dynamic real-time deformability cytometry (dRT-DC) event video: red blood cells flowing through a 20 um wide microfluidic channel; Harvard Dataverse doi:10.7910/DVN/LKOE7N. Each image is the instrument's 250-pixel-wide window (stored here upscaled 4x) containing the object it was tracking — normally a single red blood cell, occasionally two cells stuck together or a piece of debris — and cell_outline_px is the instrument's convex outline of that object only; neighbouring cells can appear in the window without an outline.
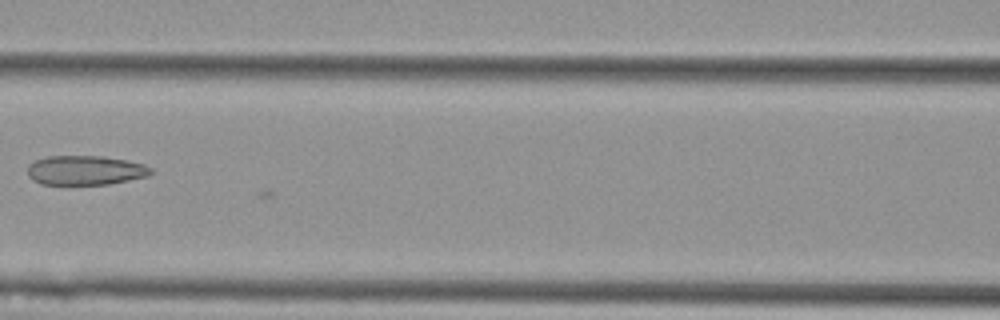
{"species": "Egyptian fruit bat (a non-hibernating species)", "species_latin": "Rousettus aegyptiacus", "temperature_condition": "cold", "stored_images_in_passage": 7, "camera_frame_rate_fps": 3000, "um_per_image_px": 0.085, "animal": {"sex": "female"}, "frame": {"image": 1, "passage_image": 7, "time_ms": 2.0, "image_size_px": [1000, 320], "cell_outline_px": [[152, 172], [148, 176], [108, 184], [40, 184], [32, 180], [28, 176], [28, 164], [36, 160], [48, 156], [104, 156], [144, 164], [152, 168]], "centroid_in_image_um": [7.23, 14.47], "position_along_channel_um": 159.4, "area_um2": 21.1}}